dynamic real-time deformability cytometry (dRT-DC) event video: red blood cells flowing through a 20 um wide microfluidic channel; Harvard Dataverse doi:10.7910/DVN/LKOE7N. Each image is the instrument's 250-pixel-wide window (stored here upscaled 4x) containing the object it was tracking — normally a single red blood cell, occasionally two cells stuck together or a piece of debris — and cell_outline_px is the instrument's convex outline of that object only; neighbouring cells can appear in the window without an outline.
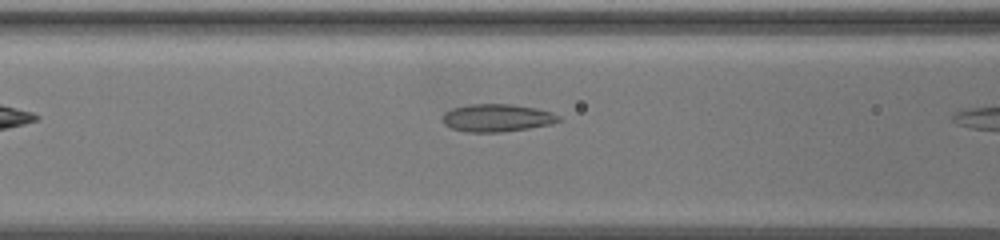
{"species": "common noctule bat (a hibernating species)", "species_latin": "Nyctalus noctula", "temperature_condition": "warm", "stored_images_in_passage": 4, "camera_frame_rate_fps": 3000, "um_per_image_px": 0.085, "animal": {"sex": "female", "body_mass_g": 19.5, "forearm_length_mm": 54.1}, "frame": {"image": 1, "passage_image": 3, "time_ms": 0.667, "image_size_px": [1000, 240], "cell_outline_px": [[564, 120], [552, 124], [504, 132], [464, 132], [452, 128], [444, 124], [440, 120], [440, 116], [444, 112], [452, 108], [468, 104], [512, 104], [536, 108], [552, 112], [560, 116]], "centroid_in_image_um": [42.23, 10.02], "position_along_channel_um": 124.4, "area_um2": 19.13}}